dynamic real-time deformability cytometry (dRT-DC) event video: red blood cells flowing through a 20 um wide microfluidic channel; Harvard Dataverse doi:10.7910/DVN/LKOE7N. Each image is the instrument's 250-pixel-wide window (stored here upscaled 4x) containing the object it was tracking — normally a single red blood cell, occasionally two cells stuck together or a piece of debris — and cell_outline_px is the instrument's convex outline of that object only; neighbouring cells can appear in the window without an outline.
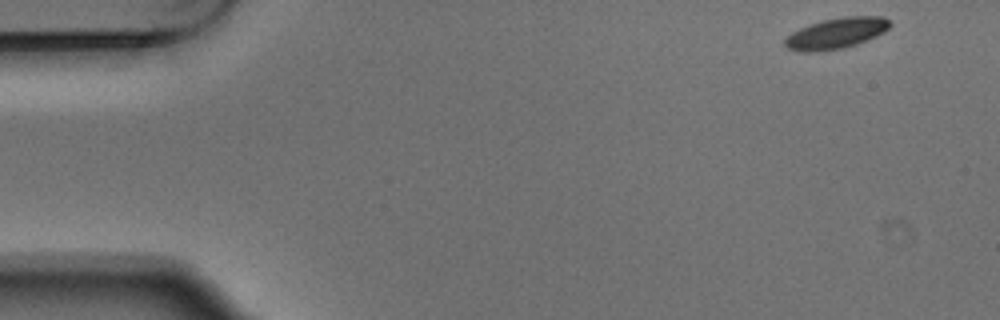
{"species": "Egyptian fruit bat (a non-hibernating species)", "species_latin": "Rousettus aegyptiacus", "temperature_condition": "warm", "stored_images_in_passage": 6, "segment_of_instrument_passage": [2, 2], "camera_frame_rate_fps": 3000, "um_per_image_px": 0.085, "animal": {"sex": "male"}, "frame": {"image": 1, "passage_image": 6, "time_ms": 1.667, "image_size_px": [1000, 320], "cell_outline_px": [[892, 24], [884, 32], [868, 40], [844, 48], [816, 52], [800, 52], [788, 48], [784, 44], [784, 40], [792, 32], [808, 24], [824, 20], [844, 16], [884, 16]], "centroid_in_image_um": [71.08, 2.83], "position_along_channel_um": 13.9, "area_um2": 18.96}}